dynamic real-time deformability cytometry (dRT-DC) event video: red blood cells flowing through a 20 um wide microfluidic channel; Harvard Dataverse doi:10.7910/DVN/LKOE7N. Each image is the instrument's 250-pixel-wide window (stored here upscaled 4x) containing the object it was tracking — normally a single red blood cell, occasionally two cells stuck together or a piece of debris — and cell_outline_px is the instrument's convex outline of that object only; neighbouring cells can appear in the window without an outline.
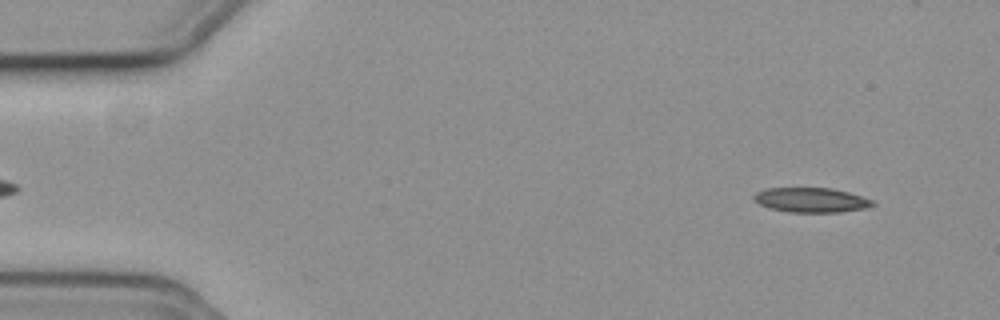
{"species": "common noctule bat (a hibernating species)", "species_latin": "Nyctalus noctula", "temperature_condition": "cold", "stored_images_in_passage": 55, "camera_frame_rate_fps": 3000, "um_per_image_px": 0.085, "animal": {"sex": "female", "body_mass_g": 19.3, "forearm_length_mm": 54.1}, "frame": {"image": 1, "passage_image": 4, "time_ms": 1.0, "image_size_px": [1000, 320], "cell_outline_px": [[876, 204], [864, 208], [840, 212], [788, 212], [768, 208], [752, 200], [752, 196], [756, 192], [764, 188], [832, 188], [848, 192], [872, 200]], "centroid_in_image_um": [68.88, 17.0], "position_along_channel_um": 16.1, "area_um2": 17.11}}
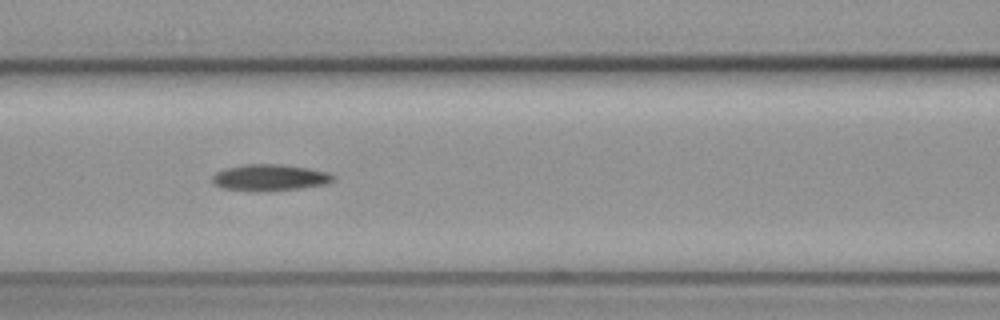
{"frame": {"image": 2, "passage_image": 23, "time_ms": 7.333, "image_size_px": [1000, 320], "cell_outline_px": [[336, 176], [332, 180], [324, 184], [296, 188], [264, 192], [256, 192], [220, 188], [212, 184], [212, 176], [216, 172], [228, 168], [244, 164], [280, 164], [308, 168], [328, 172]], "centroid_in_image_um": [22.87, 15.1], "position_along_channel_um": 143.7, "area_um2": 18.67}}
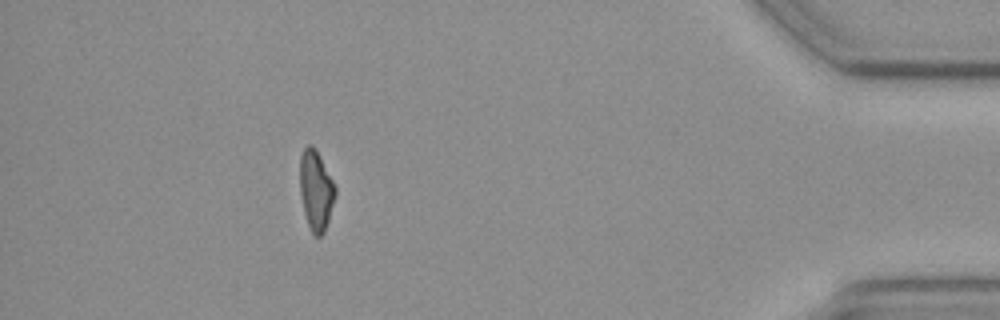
{"frame": {"image": 3, "passage_image": 49, "time_ms": 16.0, "image_size_px": [1000, 320], "cell_outline_px": [[336, 192], [328, 220], [324, 232], [320, 236], [316, 236], [312, 232], [308, 224], [304, 212], [300, 196], [300, 156], [304, 148], [308, 144], [312, 144], [316, 148], [336, 188]], "centroid_in_image_um": [26.84, 16.14], "position_along_channel_um": 408.4, "area_um2": 16.3}}